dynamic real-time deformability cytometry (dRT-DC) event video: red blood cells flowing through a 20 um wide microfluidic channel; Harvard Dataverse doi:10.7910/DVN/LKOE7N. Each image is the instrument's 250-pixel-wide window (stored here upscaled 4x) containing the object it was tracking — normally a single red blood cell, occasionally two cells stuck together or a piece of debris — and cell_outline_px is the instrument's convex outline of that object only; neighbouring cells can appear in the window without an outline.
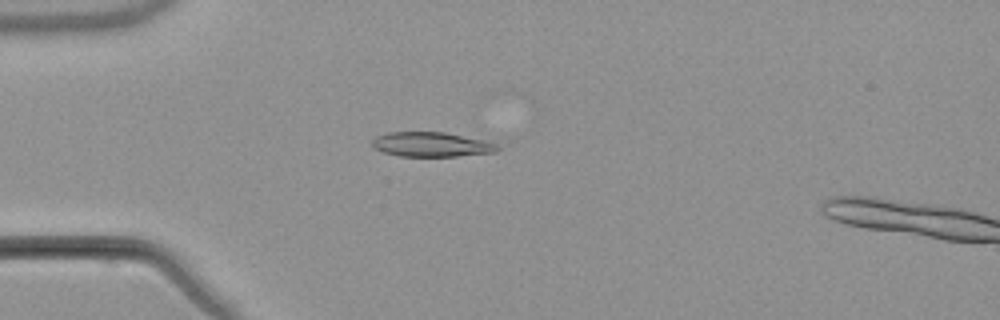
{"species": "common noctule bat (a hibernating species)", "species_latin": "Nyctalus noctula", "temperature_condition": "warm", "stored_images_in_passage": 4, "camera_frame_rate_fps": 3000, "um_per_image_px": 0.085, "animal": {"sex": "male", "body_mass_g": 21.5, "forearm_length_mm": 52.0}, "frame": {"image": 1, "passage_image": 3, "time_ms": 2.333, "image_size_px": [1000, 320], "cell_outline_px": [[500, 148], [496, 152], [456, 156], [400, 156], [384, 152], [372, 148], [372, 140], [376, 136], [388, 132], [444, 132], [484, 140], [496, 144]], "centroid_in_image_um": [36.64, 12.28], "position_along_channel_um": 48.4, "area_um2": 17.92}}